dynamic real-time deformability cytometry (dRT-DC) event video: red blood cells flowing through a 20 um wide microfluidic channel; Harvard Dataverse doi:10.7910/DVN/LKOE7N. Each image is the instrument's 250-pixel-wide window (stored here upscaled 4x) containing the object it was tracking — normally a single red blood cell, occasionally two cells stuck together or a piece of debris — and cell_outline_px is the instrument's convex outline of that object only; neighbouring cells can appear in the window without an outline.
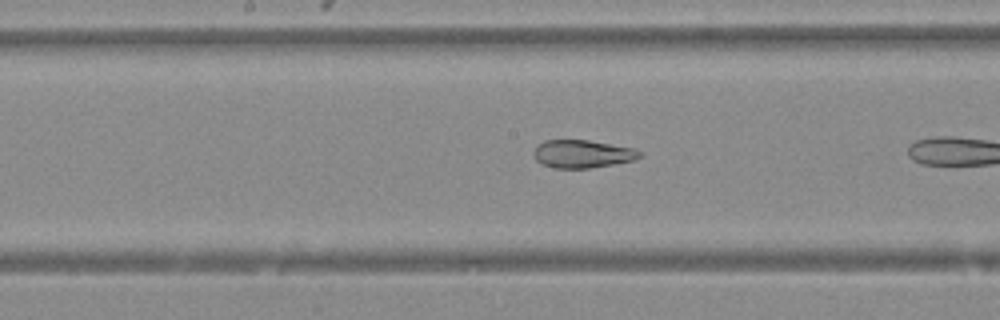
{"species": "Egyptian fruit bat (a non-hibernating species)", "species_latin": "Rousettus aegyptiacus", "temperature_condition": "warm", "stored_images_in_passage": 11, "camera_frame_rate_fps": 3000, "um_per_image_px": 0.085, "animal": {"sex": "female"}, "frame": {"image": 1, "passage_image": 7, "time_ms": 2.0, "image_size_px": [1000, 320], "cell_outline_px": [[640, 156], [632, 160], [612, 164], [588, 168], [556, 168], [540, 164], [536, 160], [532, 152], [536, 144], [544, 140], [588, 140], [636, 148], [640, 152]], "centroid_in_image_um": [49.43, 13.07], "position_along_channel_um": 198.8, "area_um2": 17.28}}
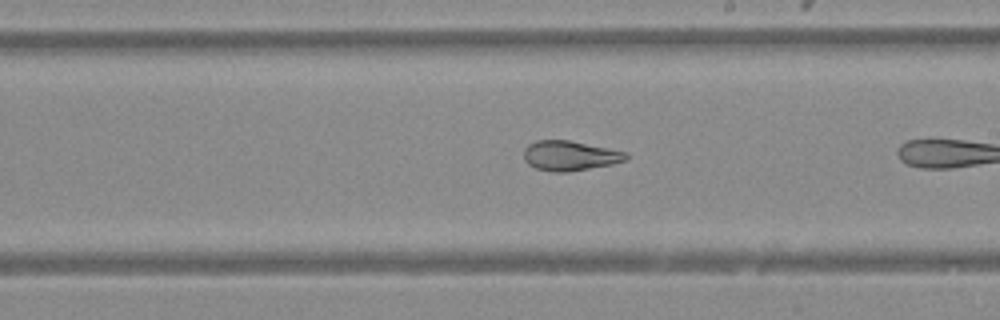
{"frame": {"image": 2, "passage_image": 10, "time_ms": 3.0, "image_size_px": [1000, 320], "cell_outline_px": [[628, 160], [612, 164], [568, 172], [552, 172], [536, 168], [528, 164], [524, 160], [524, 148], [528, 144], [536, 140], [568, 140], [628, 152]], "centroid_in_image_um": [48.44, 13.23], "position_along_channel_um": 240.6, "area_um2": 17.86}}